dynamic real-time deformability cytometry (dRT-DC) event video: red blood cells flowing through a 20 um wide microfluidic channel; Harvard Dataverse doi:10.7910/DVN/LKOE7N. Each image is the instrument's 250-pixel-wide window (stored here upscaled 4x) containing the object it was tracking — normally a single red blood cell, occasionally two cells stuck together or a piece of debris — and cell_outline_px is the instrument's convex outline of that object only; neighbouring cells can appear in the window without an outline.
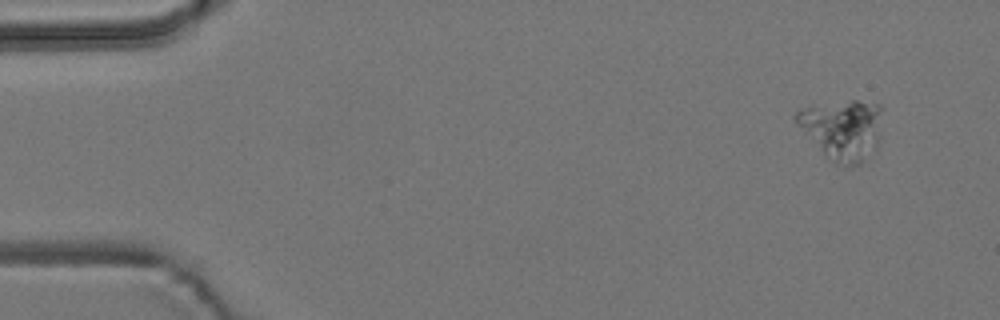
{"species": "common noctule bat (a hibernating species)", "species_latin": "Nyctalus noctula", "temperature_condition": "room temperature", "stored_images_in_passage": 9, "camera_frame_rate_fps": 3000, "um_per_image_px": 0.085, "animal": {"sex": "male", "body_mass_g": 19.2, "forearm_length_mm": 51.8}, "frame": {"image": 1, "passage_image": 1, "time_ms": 0.0, "image_size_px": [1000, 320], "cell_outline_px": [[884, 108], [876, 144], [860, 164], [848, 164], [832, 160], [796, 124], [792, 116], [796, 112], [808, 108], [852, 100], [856, 100], [880, 104]], "centroid_in_image_um": [71.64, 10.94], "position_along_channel_um": 13.4, "area_um2": 28.9}}
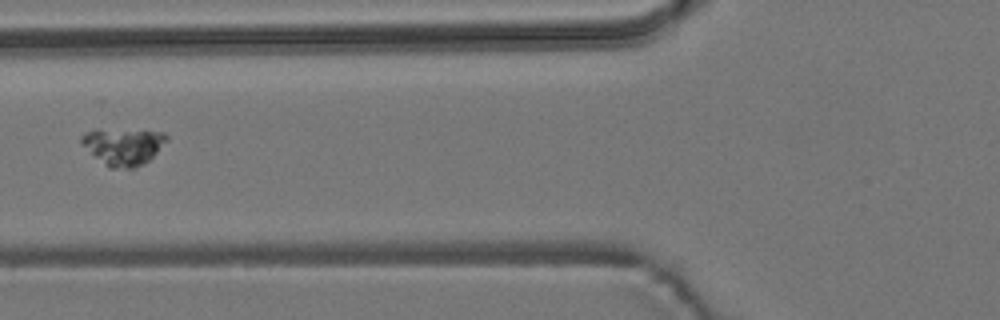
{"frame": {"image": 2, "passage_image": 6, "time_ms": 1.667, "image_size_px": [1000, 320], "cell_outline_px": [[168, 140], [144, 164], [136, 168], [108, 168], [80, 144], [80, 136], [96, 128], [164, 132], [168, 136]], "centroid_in_image_um": [10.44, 12.44], "position_along_channel_um": 115.4, "area_um2": 18.5}}
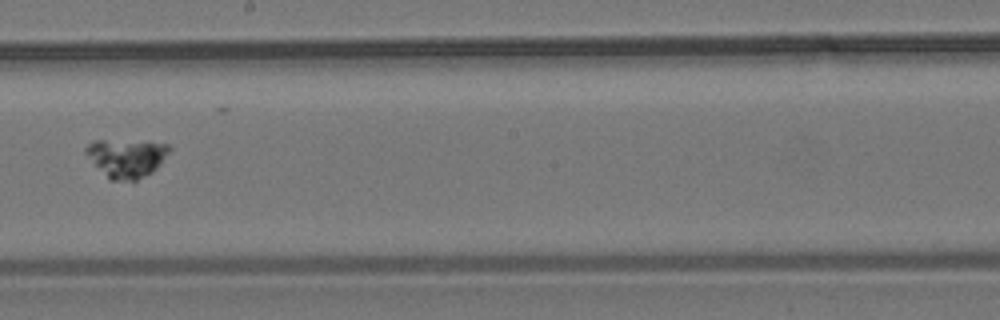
{"frame": {"image": 3, "passage_image": 9, "time_ms": 2.667, "image_size_px": [1000, 320], "cell_outline_px": [[172, 148], [160, 164], [152, 172], [132, 184], [108, 180], [84, 152], [84, 148], [88, 144], [96, 140], [104, 140], [168, 144]], "centroid_in_image_um": [10.73, 13.5], "position_along_channel_um": 237.5, "area_um2": 18.9}}